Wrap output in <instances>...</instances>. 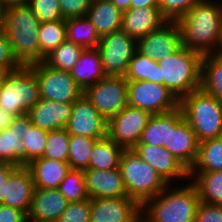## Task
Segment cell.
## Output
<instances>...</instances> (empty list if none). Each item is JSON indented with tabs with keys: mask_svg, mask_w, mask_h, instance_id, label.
I'll use <instances>...</instances> for the list:
<instances>
[{
	"mask_svg": "<svg viewBox=\"0 0 222 222\" xmlns=\"http://www.w3.org/2000/svg\"><path fill=\"white\" fill-rule=\"evenodd\" d=\"M40 62L66 39L65 19L40 23L38 32Z\"/></svg>",
	"mask_w": 222,
	"mask_h": 222,
	"instance_id": "obj_33",
	"label": "cell"
},
{
	"mask_svg": "<svg viewBox=\"0 0 222 222\" xmlns=\"http://www.w3.org/2000/svg\"><path fill=\"white\" fill-rule=\"evenodd\" d=\"M73 103L55 102L40 98L28 112L31 123L48 132L67 126Z\"/></svg>",
	"mask_w": 222,
	"mask_h": 222,
	"instance_id": "obj_20",
	"label": "cell"
},
{
	"mask_svg": "<svg viewBox=\"0 0 222 222\" xmlns=\"http://www.w3.org/2000/svg\"><path fill=\"white\" fill-rule=\"evenodd\" d=\"M219 170H222V137L200 142L197 160L189 172Z\"/></svg>",
	"mask_w": 222,
	"mask_h": 222,
	"instance_id": "obj_32",
	"label": "cell"
},
{
	"mask_svg": "<svg viewBox=\"0 0 222 222\" xmlns=\"http://www.w3.org/2000/svg\"><path fill=\"white\" fill-rule=\"evenodd\" d=\"M193 222H222V205L200 202Z\"/></svg>",
	"mask_w": 222,
	"mask_h": 222,
	"instance_id": "obj_45",
	"label": "cell"
},
{
	"mask_svg": "<svg viewBox=\"0 0 222 222\" xmlns=\"http://www.w3.org/2000/svg\"><path fill=\"white\" fill-rule=\"evenodd\" d=\"M177 21L183 46L201 55L216 52L222 31V1L198 3Z\"/></svg>",
	"mask_w": 222,
	"mask_h": 222,
	"instance_id": "obj_1",
	"label": "cell"
},
{
	"mask_svg": "<svg viewBox=\"0 0 222 222\" xmlns=\"http://www.w3.org/2000/svg\"><path fill=\"white\" fill-rule=\"evenodd\" d=\"M122 12L130 9L131 0H110Z\"/></svg>",
	"mask_w": 222,
	"mask_h": 222,
	"instance_id": "obj_50",
	"label": "cell"
},
{
	"mask_svg": "<svg viewBox=\"0 0 222 222\" xmlns=\"http://www.w3.org/2000/svg\"><path fill=\"white\" fill-rule=\"evenodd\" d=\"M124 149L108 136L95 142L88 168L97 170H111L119 168V161Z\"/></svg>",
	"mask_w": 222,
	"mask_h": 222,
	"instance_id": "obj_29",
	"label": "cell"
},
{
	"mask_svg": "<svg viewBox=\"0 0 222 222\" xmlns=\"http://www.w3.org/2000/svg\"><path fill=\"white\" fill-rule=\"evenodd\" d=\"M184 118L179 108L162 114H152L138 144L168 145L169 127H175Z\"/></svg>",
	"mask_w": 222,
	"mask_h": 222,
	"instance_id": "obj_25",
	"label": "cell"
},
{
	"mask_svg": "<svg viewBox=\"0 0 222 222\" xmlns=\"http://www.w3.org/2000/svg\"><path fill=\"white\" fill-rule=\"evenodd\" d=\"M215 53L217 55L222 56V31H221L220 41H219V44Z\"/></svg>",
	"mask_w": 222,
	"mask_h": 222,
	"instance_id": "obj_52",
	"label": "cell"
},
{
	"mask_svg": "<svg viewBox=\"0 0 222 222\" xmlns=\"http://www.w3.org/2000/svg\"><path fill=\"white\" fill-rule=\"evenodd\" d=\"M83 173L89 199L128 197L119 168L111 170L88 168Z\"/></svg>",
	"mask_w": 222,
	"mask_h": 222,
	"instance_id": "obj_17",
	"label": "cell"
},
{
	"mask_svg": "<svg viewBox=\"0 0 222 222\" xmlns=\"http://www.w3.org/2000/svg\"><path fill=\"white\" fill-rule=\"evenodd\" d=\"M4 76H5V72L0 71V87H1Z\"/></svg>",
	"mask_w": 222,
	"mask_h": 222,
	"instance_id": "obj_54",
	"label": "cell"
},
{
	"mask_svg": "<svg viewBox=\"0 0 222 222\" xmlns=\"http://www.w3.org/2000/svg\"><path fill=\"white\" fill-rule=\"evenodd\" d=\"M3 12L4 8L0 4V29L3 28Z\"/></svg>",
	"mask_w": 222,
	"mask_h": 222,
	"instance_id": "obj_53",
	"label": "cell"
},
{
	"mask_svg": "<svg viewBox=\"0 0 222 222\" xmlns=\"http://www.w3.org/2000/svg\"><path fill=\"white\" fill-rule=\"evenodd\" d=\"M57 222H90V199L69 202Z\"/></svg>",
	"mask_w": 222,
	"mask_h": 222,
	"instance_id": "obj_42",
	"label": "cell"
},
{
	"mask_svg": "<svg viewBox=\"0 0 222 222\" xmlns=\"http://www.w3.org/2000/svg\"><path fill=\"white\" fill-rule=\"evenodd\" d=\"M182 46L181 30L177 20H167L158 29L137 40V52L159 61Z\"/></svg>",
	"mask_w": 222,
	"mask_h": 222,
	"instance_id": "obj_13",
	"label": "cell"
},
{
	"mask_svg": "<svg viewBox=\"0 0 222 222\" xmlns=\"http://www.w3.org/2000/svg\"><path fill=\"white\" fill-rule=\"evenodd\" d=\"M65 129L70 135L99 140L107 136V120L83 94L73 103Z\"/></svg>",
	"mask_w": 222,
	"mask_h": 222,
	"instance_id": "obj_14",
	"label": "cell"
},
{
	"mask_svg": "<svg viewBox=\"0 0 222 222\" xmlns=\"http://www.w3.org/2000/svg\"><path fill=\"white\" fill-rule=\"evenodd\" d=\"M164 147L189 171L194 166L199 142L191 125L184 118L175 127H169L168 145Z\"/></svg>",
	"mask_w": 222,
	"mask_h": 222,
	"instance_id": "obj_19",
	"label": "cell"
},
{
	"mask_svg": "<svg viewBox=\"0 0 222 222\" xmlns=\"http://www.w3.org/2000/svg\"><path fill=\"white\" fill-rule=\"evenodd\" d=\"M30 121L28 114L16 116L7 129L0 131V162L25 165V152L21 142L25 135L24 128Z\"/></svg>",
	"mask_w": 222,
	"mask_h": 222,
	"instance_id": "obj_23",
	"label": "cell"
},
{
	"mask_svg": "<svg viewBox=\"0 0 222 222\" xmlns=\"http://www.w3.org/2000/svg\"><path fill=\"white\" fill-rule=\"evenodd\" d=\"M63 19L86 16L92 0H58Z\"/></svg>",
	"mask_w": 222,
	"mask_h": 222,
	"instance_id": "obj_44",
	"label": "cell"
},
{
	"mask_svg": "<svg viewBox=\"0 0 222 222\" xmlns=\"http://www.w3.org/2000/svg\"><path fill=\"white\" fill-rule=\"evenodd\" d=\"M33 176L35 188L56 189L70 171L67 161L39 157L26 165Z\"/></svg>",
	"mask_w": 222,
	"mask_h": 222,
	"instance_id": "obj_24",
	"label": "cell"
},
{
	"mask_svg": "<svg viewBox=\"0 0 222 222\" xmlns=\"http://www.w3.org/2000/svg\"><path fill=\"white\" fill-rule=\"evenodd\" d=\"M133 150L143 161L149 163L168 185L184 178L189 180V170L164 146L137 144Z\"/></svg>",
	"mask_w": 222,
	"mask_h": 222,
	"instance_id": "obj_16",
	"label": "cell"
},
{
	"mask_svg": "<svg viewBox=\"0 0 222 222\" xmlns=\"http://www.w3.org/2000/svg\"><path fill=\"white\" fill-rule=\"evenodd\" d=\"M24 133L21 144L25 152V165H27L32 160L43 157L49 132L34 126L30 121L24 128Z\"/></svg>",
	"mask_w": 222,
	"mask_h": 222,
	"instance_id": "obj_36",
	"label": "cell"
},
{
	"mask_svg": "<svg viewBox=\"0 0 222 222\" xmlns=\"http://www.w3.org/2000/svg\"><path fill=\"white\" fill-rule=\"evenodd\" d=\"M58 189L68 202H80L89 198L83 170L70 169Z\"/></svg>",
	"mask_w": 222,
	"mask_h": 222,
	"instance_id": "obj_38",
	"label": "cell"
},
{
	"mask_svg": "<svg viewBox=\"0 0 222 222\" xmlns=\"http://www.w3.org/2000/svg\"><path fill=\"white\" fill-rule=\"evenodd\" d=\"M21 65L14 57L9 39L3 28L0 29V71L10 72L16 70Z\"/></svg>",
	"mask_w": 222,
	"mask_h": 222,
	"instance_id": "obj_43",
	"label": "cell"
},
{
	"mask_svg": "<svg viewBox=\"0 0 222 222\" xmlns=\"http://www.w3.org/2000/svg\"><path fill=\"white\" fill-rule=\"evenodd\" d=\"M179 107L199 143L222 137V103L215 96L200 88L182 97Z\"/></svg>",
	"mask_w": 222,
	"mask_h": 222,
	"instance_id": "obj_5",
	"label": "cell"
},
{
	"mask_svg": "<svg viewBox=\"0 0 222 222\" xmlns=\"http://www.w3.org/2000/svg\"><path fill=\"white\" fill-rule=\"evenodd\" d=\"M70 134L65 128L50 131L43 157L58 161L68 160Z\"/></svg>",
	"mask_w": 222,
	"mask_h": 222,
	"instance_id": "obj_39",
	"label": "cell"
},
{
	"mask_svg": "<svg viewBox=\"0 0 222 222\" xmlns=\"http://www.w3.org/2000/svg\"><path fill=\"white\" fill-rule=\"evenodd\" d=\"M28 2L29 0H0V4L3 8L19 4H28Z\"/></svg>",
	"mask_w": 222,
	"mask_h": 222,
	"instance_id": "obj_51",
	"label": "cell"
},
{
	"mask_svg": "<svg viewBox=\"0 0 222 222\" xmlns=\"http://www.w3.org/2000/svg\"><path fill=\"white\" fill-rule=\"evenodd\" d=\"M166 21L159 7L130 8L123 12L121 29L138 40L158 29Z\"/></svg>",
	"mask_w": 222,
	"mask_h": 222,
	"instance_id": "obj_22",
	"label": "cell"
},
{
	"mask_svg": "<svg viewBox=\"0 0 222 222\" xmlns=\"http://www.w3.org/2000/svg\"><path fill=\"white\" fill-rule=\"evenodd\" d=\"M40 100L39 85L30 66L6 72L0 87V108L15 116L28 114Z\"/></svg>",
	"mask_w": 222,
	"mask_h": 222,
	"instance_id": "obj_7",
	"label": "cell"
},
{
	"mask_svg": "<svg viewBox=\"0 0 222 222\" xmlns=\"http://www.w3.org/2000/svg\"><path fill=\"white\" fill-rule=\"evenodd\" d=\"M206 0H160L159 9L167 20H178L188 10Z\"/></svg>",
	"mask_w": 222,
	"mask_h": 222,
	"instance_id": "obj_41",
	"label": "cell"
},
{
	"mask_svg": "<svg viewBox=\"0 0 222 222\" xmlns=\"http://www.w3.org/2000/svg\"><path fill=\"white\" fill-rule=\"evenodd\" d=\"M27 215L18 209L0 204V222H27Z\"/></svg>",
	"mask_w": 222,
	"mask_h": 222,
	"instance_id": "obj_46",
	"label": "cell"
},
{
	"mask_svg": "<svg viewBox=\"0 0 222 222\" xmlns=\"http://www.w3.org/2000/svg\"><path fill=\"white\" fill-rule=\"evenodd\" d=\"M29 66L35 72L40 98L55 102L74 103L84 94L70 72L52 69L44 62Z\"/></svg>",
	"mask_w": 222,
	"mask_h": 222,
	"instance_id": "obj_10",
	"label": "cell"
},
{
	"mask_svg": "<svg viewBox=\"0 0 222 222\" xmlns=\"http://www.w3.org/2000/svg\"><path fill=\"white\" fill-rule=\"evenodd\" d=\"M70 75L83 91L90 85L104 79L106 75L97 48L84 49L75 66L70 70Z\"/></svg>",
	"mask_w": 222,
	"mask_h": 222,
	"instance_id": "obj_27",
	"label": "cell"
},
{
	"mask_svg": "<svg viewBox=\"0 0 222 222\" xmlns=\"http://www.w3.org/2000/svg\"><path fill=\"white\" fill-rule=\"evenodd\" d=\"M197 189L200 202L222 205V170L189 172V181Z\"/></svg>",
	"mask_w": 222,
	"mask_h": 222,
	"instance_id": "obj_28",
	"label": "cell"
},
{
	"mask_svg": "<svg viewBox=\"0 0 222 222\" xmlns=\"http://www.w3.org/2000/svg\"><path fill=\"white\" fill-rule=\"evenodd\" d=\"M180 100L164 85L151 81H128V105L162 114L179 108Z\"/></svg>",
	"mask_w": 222,
	"mask_h": 222,
	"instance_id": "obj_11",
	"label": "cell"
},
{
	"mask_svg": "<svg viewBox=\"0 0 222 222\" xmlns=\"http://www.w3.org/2000/svg\"><path fill=\"white\" fill-rule=\"evenodd\" d=\"M65 24L67 40L84 49L97 48L101 37L86 16L65 19Z\"/></svg>",
	"mask_w": 222,
	"mask_h": 222,
	"instance_id": "obj_31",
	"label": "cell"
},
{
	"mask_svg": "<svg viewBox=\"0 0 222 222\" xmlns=\"http://www.w3.org/2000/svg\"><path fill=\"white\" fill-rule=\"evenodd\" d=\"M151 116L147 110L127 105L107 120V136L124 150L133 149Z\"/></svg>",
	"mask_w": 222,
	"mask_h": 222,
	"instance_id": "obj_12",
	"label": "cell"
},
{
	"mask_svg": "<svg viewBox=\"0 0 222 222\" xmlns=\"http://www.w3.org/2000/svg\"><path fill=\"white\" fill-rule=\"evenodd\" d=\"M202 55L185 46L157 61L160 84L168 88L179 100L201 88Z\"/></svg>",
	"mask_w": 222,
	"mask_h": 222,
	"instance_id": "obj_4",
	"label": "cell"
},
{
	"mask_svg": "<svg viewBox=\"0 0 222 222\" xmlns=\"http://www.w3.org/2000/svg\"><path fill=\"white\" fill-rule=\"evenodd\" d=\"M97 50L106 76H125L129 62L137 51V40L121 29L102 36Z\"/></svg>",
	"mask_w": 222,
	"mask_h": 222,
	"instance_id": "obj_9",
	"label": "cell"
},
{
	"mask_svg": "<svg viewBox=\"0 0 222 222\" xmlns=\"http://www.w3.org/2000/svg\"><path fill=\"white\" fill-rule=\"evenodd\" d=\"M199 204L200 198L192 182H187L186 186L175 184V187L169 184L141 206V222H193Z\"/></svg>",
	"mask_w": 222,
	"mask_h": 222,
	"instance_id": "obj_2",
	"label": "cell"
},
{
	"mask_svg": "<svg viewBox=\"0 0 222 222\" xmlns=\"http://www.w3.org/2000/svg\"><path fill=\"white\" fill-rule=\"evenodd\" d=\"M124 77L128 81H151L160 84L158 62L136 51Z\"/></svg>",
	"mask_w": 222,
	"mask_h": 222,
	"instance_id": "obj_35",
	"label": "cell"
},
{
	"mask_svg": "<svg viewBox=\"0 0 222 222\" xmlns=\"http://www.w3.org/2000/svg\"><path fill=\"white\" fill-rule=\"evenodd\" d=\"M96 141L93 138L70 135L67 162L71 169H88L90 154Z\"/></svg>",
	"mask_w": 222,
	"mask_h": 222,
	"instance_id": "obj_37",
	"label": "cell"
},
{
	"mask_svg": "<svg viewBox=\"0 0 222 222\" xmlns=\"http://www.w3.org/2000/svg\"><path fill=\"white\" fill-rule=\"evenodd\" d=\"M123 12L110 0H92L86 17L100 37L121 30Z\"/></svg>",
	"mask_w": 222,
	"mask_h": 222,
	"instance_id": "obj_26",
	"label": "cell"
},
{
	"mask_svg": "<svg viewBox=\"0 0 222 222\" xmlns=\"http://www.w3.org/2000/svg\"><path fill=\"white\" fill-rule=\"evenodd\" d=\"M39 28L40 21L28 4L4 8L3 29L20 65L40 63Z\"/></svg>",
	"mask_w": 222,
	"mask_h": 222,
	"instance_id": "obj_3",
	"label": "cell"
},
{
	"mask_svg": "<svg viewBox=\"0 0 222 222\" xmlns=\"http://www.w3.org/2000/svg\"><path fill=\"white\" fill-rule=\"evenodd\" d=\"M28 5L40 23L63 19L58 0H29Z\"/></svg>",
	"mask_w": 222,
	"mask_h": 222,
	"instance_id": "obj_40",
	"label": "cell"
},
{
	"mask_svg": "<svg viewBox=\"0 0 222 222\" xmlns=\"http://www.w3.org/2000/svg\"><path fill=\"white\" fill-rule=\"evenodd\" d=\"M201 88L222 103V56L216 53L202 55Z\"/></svg>",
	"mask_w": 222,
	"mask_h": 222,
	"instance_id": "obj_30",
	"label": "cell"
},
{
	"mask_svg": "<svg viewBox=\"0 0 222 222\" xmlns=\"http://www.w3.org/2000/svg\"><path fill=\"white\" fill-rule=\"evenodd\" d=\"M68 204L58 188H35L27 218L32 222H57Z\"/></svg>",
	"mask_w": 222,
	"mask_h": 222,
	"instance_id": "obj_21",
	"label": "cell"
},
{
	"mask_svg": "<svg viewBox=\"0 0 222 222\" xmlns=\"http://www.w3.org/2000/svg\"><path fill=\"white\" fill-rule=\"evenodd\" d=\"M83 50V47L65 39L43 62L52 69L70 72Z\"/></svg>",
	"mask_w": 222,
	"mask_h": 222,
	"instance_id": "obj_34",
	"label": "cell"
},
{
	"mask_svg": "<svg viewBox=\"0 0 222 222\" xmlns=\"http://www.w3.org/2000/svg\"><path fill=\"white\" fill-rule=\"evenodd\" d=\"M84 96L108 120L128 105V80L124 76H106L87 87Z\"/></svg>",
	"mask_w": 222,
	"mask_h": 222,
	"instance_id": "obj_8",
	"label": "cell"
},
{
	"mask_svg": "<svg viewBox=\"0 0 222 222\" xmlns=\"http://www.w3.org/2000/svg\"><path fill=\"white\" fill-rule=\"evenodd\" d=\"M34 191L35 183L30 169L26 165L18 166L9 176L1 204L21 210L27 215Z\"/></svg>",
	"mask_w": 222,
	"mask_h": 222,
	"instance_id": "obj_18",
	"label": "cell"
},
{
	"mask_svg": "<svg viewBox=\"0 0 222 222\" xmlns=\"http://www.w3.org/2000/svg\"><path fill=\"white\" fill-rule=\"evenodd\" d=\"M160 0H131L130 8L159 7Z\"/></svg>",
	"mask_w": 222,
	"mask_h": 222,
	"instance_id": "obj_49",
	"label": "cell"
},
{
	"mask_svg": "<svg viewBox=\"0 0 222 222\" xmlns=\"http://www.w3.org/2000/svg\"><path fill=\"white\" fill-rule=\"evenodd\" d=\"M141 205L132 198L90 199V222H141Z\"/></svg>",
	"mask_w": 222,
	"mask_h": 222,
	"instance_id": "obj_15",
	"label": "cell"
},
{
	"mask_svg": "<svg viewBox=\"0 0 222 222\" xmlns=\"http://www.w3.org/2000/svg\"><path fill=\"white\" fill-rule=\"evenodd\" d=\"M15 117V115L4 112L0 108V131L7 129L12 124Z\"/></svg>",
	"mask_w": 222,
	"mask_h": 222,
	"instance_id": "obj_48",
	"label": "cell"
},
{
	"mask_svg": "<svg viewBox=\"0 0 222 222\" xmlns=\"http://www.w3.org/2000/svg\"><path fill=\"white\" fill-rule=\"evenodd\" d=\"M119 169L128 197L141 206L168 186L157 171L133 149L122 152Z\"/></svg>",
	"mask_w": 222,
	"mask_h": 222,
	"instance_id": "obj_6",
	"label": "cell"
},
{
	"mask_svg": "<svg viewBox=\"0 0 222 222\" xmlns=\"http://www.w3.org/2000/svg\"><path fill=\"white\" fill-rule=\"evenodd\" d=\"M17 167L11 163L0 162V204L4 201L9 176Z\"/></svg>",
	"mask_w": 222,
	"mask_h": 222,
	"instance_id": "obj_47",
	"label": "cell"
}]
</instances>
